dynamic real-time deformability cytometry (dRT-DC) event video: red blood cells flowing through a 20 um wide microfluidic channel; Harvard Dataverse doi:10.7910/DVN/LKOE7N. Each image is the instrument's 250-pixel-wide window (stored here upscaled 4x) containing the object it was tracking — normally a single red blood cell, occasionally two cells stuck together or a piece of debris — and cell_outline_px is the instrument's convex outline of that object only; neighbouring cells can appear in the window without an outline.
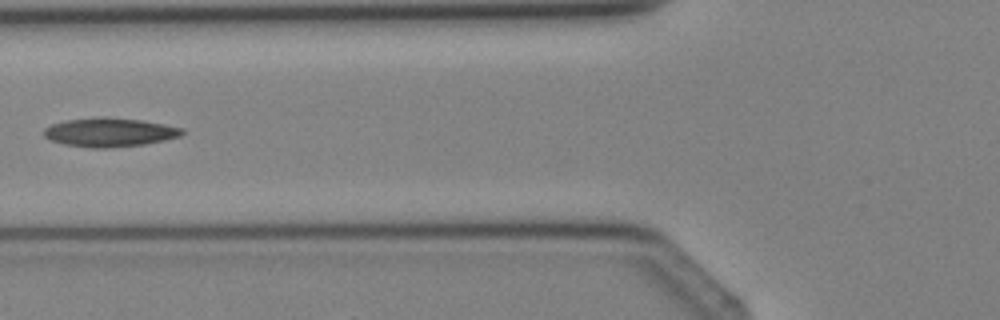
{"species": "Egyptian fruit bat (a non-hibernating species)", "species_latin": "Rousettus aegyptiacus", "temperature_condition": "cold", "stored_images_in_passage": 4, "camera_frame_rate_fps": 3000, "um_per_image_px": 0.085, "animal": {"sex": "female"}, "frame": {"image": 1, "passage_image": 4, "time_ms": 3.333, "image_size_px": [1000, 320], "cell_outline_px": [[188, 132], [180, 136], [164, 140], [144, 144], [104, 148], [92, 148], [64, 144], [52, 140], [44, 136], [44, 128], [52, 124], [64, 120], [104, 116], [144, 120], [184, 128]], "centroid_in_image_um": [9.36, 11.23], "position_along_channel_um": 116.4, "area_um2": 23.41}}